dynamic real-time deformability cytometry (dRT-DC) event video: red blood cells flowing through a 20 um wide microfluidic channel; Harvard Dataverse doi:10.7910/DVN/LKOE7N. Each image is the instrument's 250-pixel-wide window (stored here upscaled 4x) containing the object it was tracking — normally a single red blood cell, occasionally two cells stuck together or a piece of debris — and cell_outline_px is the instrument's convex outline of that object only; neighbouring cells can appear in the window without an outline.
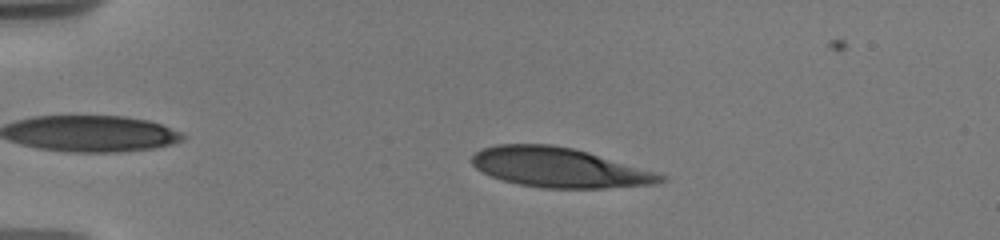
{"species": "human", "species_latin": "Homo sapiens", "temperature_condition": "warm", "stored_images_in_passage": 19, "camera_frame_rate_fps": 3000, "um_per_image_px": 0.085, "donor": {"sex": "male"}, "frame": {"image": 1, "passage_image": 8, "time_ms": 3.333, "image_size_px": [1000, 240], "cell_outline_px": [[668, 180], [656, 184], [604, 188], [540, 188], [520, 184], [504, 180], [492, 176], [476, 168], [472, 164], [472, 156], [480, 148], [496, 144], [552, 144], [572, 148], [588, 152], [668, 176]], "centroid_in_image_um": [47.53, 14.24], "position_along_channel_um": 37.5, "area_um2": 43.47}}
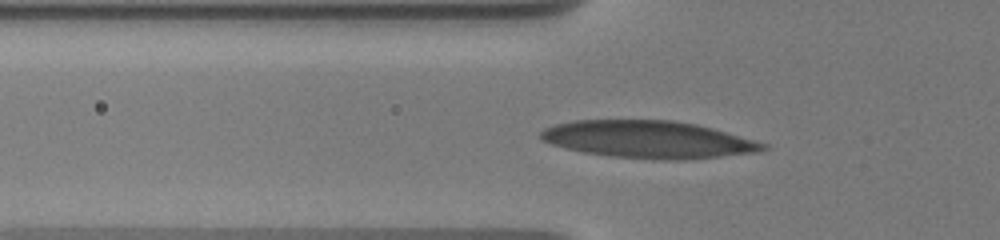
{"frame": {"image": 2, "passage_image": 14, "time_ms": 5.667, "image_size_px": [1000, 240], "cell_outline_px": [[768, 148], [760, 152], [684, 160], [652, 160], [612, 156], [584, 152], [564, 148], [540, 140], [540, 132], [544, 128], [556, 124], [576, 120], [672, 120], [696, 124], [712, 128], [756, 140], [768, 144]], "centroid_in_image_um": [55.13, 11.86], "position_along_channel_um": 70.7, "area_um2": 48.61}}
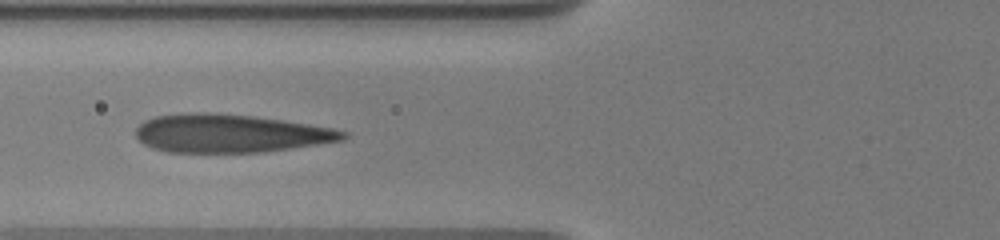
{"frame": {"image": 3, "passage_image": 17, "time_ms": 6.667, "image_size_px": [1000, 240], "cell_outline_px": [[348, 136], [344, 140], [292, 148], [264, 152], [168, 152], [152, 148], [144, 144], [136, 136], [136, 128], [144, 120], [156, 116], [184, 112], [212, 112], [252, 116], [284, 120], [332, 128], [348, 132]], "centroid_in_image_um": [19.56, 11.33], "position_along_channel_um": 106.2, "area_um2": 46.36}}